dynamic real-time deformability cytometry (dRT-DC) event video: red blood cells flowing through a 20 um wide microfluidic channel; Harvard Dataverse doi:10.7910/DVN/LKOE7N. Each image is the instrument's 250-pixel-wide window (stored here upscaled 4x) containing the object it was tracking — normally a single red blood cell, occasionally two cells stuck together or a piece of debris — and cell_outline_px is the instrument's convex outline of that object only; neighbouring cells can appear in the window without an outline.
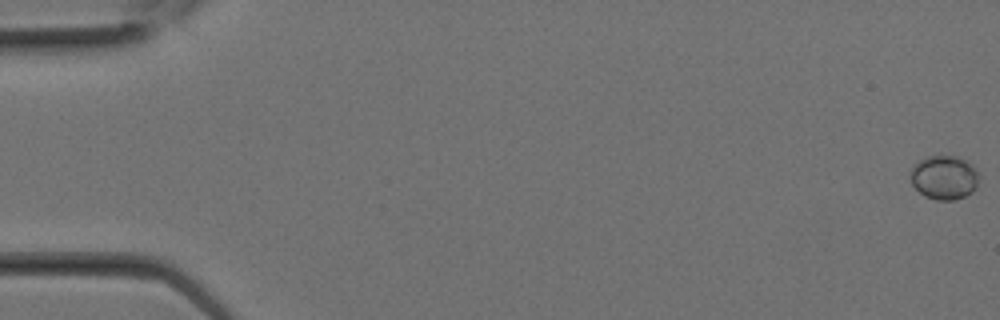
{"species": "Egyptian fruit bat (a non-hibernating species)", "species_latin": "Rousettus aegyptiacus", "temperature_condition": "room temperature", "stored_images_in_passage": 5, "camera_frame_rate_fps": 3000, "um_per_image_px": 0.085, "animal": {"sex": "female"}, "frame": {"image": 1, "passage_image": 1, "time_ms": 0.0, "image_size_px": [1000, 320], "cell_outline_px": [[980, 176], [976, 188], [972, 192], [964, 196], [952, 200], [936, 200], [924, 196], [912, 184], [908, 176], [912, 168], [920, 160], [928, 156], [956, 156], [972, 164], [976, 168]], "centroid_in_image_um": [80.26, 15.09], "position_along_channel_um": 4.7, "area_um2": 17.69}}